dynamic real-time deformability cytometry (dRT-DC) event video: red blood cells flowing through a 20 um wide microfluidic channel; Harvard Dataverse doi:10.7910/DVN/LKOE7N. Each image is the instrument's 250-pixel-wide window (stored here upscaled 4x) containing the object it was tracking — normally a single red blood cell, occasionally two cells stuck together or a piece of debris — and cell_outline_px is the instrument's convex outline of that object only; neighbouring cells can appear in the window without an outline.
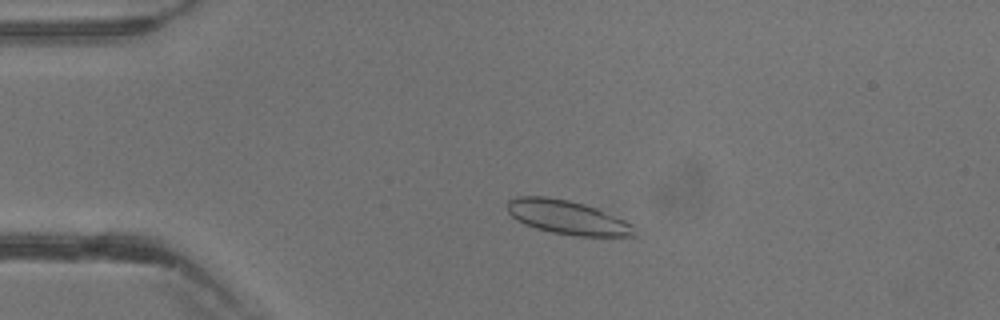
{"species": "common noctule bat (a hibernating species)", "species_latin": "Nyctalus noctula", "temperature_condition": "warm", "stored_images_in_passage": 40, "camera_frame_rate_fps": 3000, "um_per_image_px": 0.085, "animal": {"sex": "male", "body_mass_g": 13.3}, "frame": {"image": 1, "passage_image": 9, "time_ms": 2.667, "image_size_px": [1000, 320], "cell_outline_px": [[636, 236], [576, 236], [552, 232], [536, 228], [524, 224], [516, 220], [508, 212], [508, 200], [516, 196], [544, 196], [568, 200], [584, 204], [596, 208], [624, 220], [632, 224]], "centroid_in_image_um": [48.2, 18.47], "position_along_channel_um": 36.8, "area_um2": 24.97}}
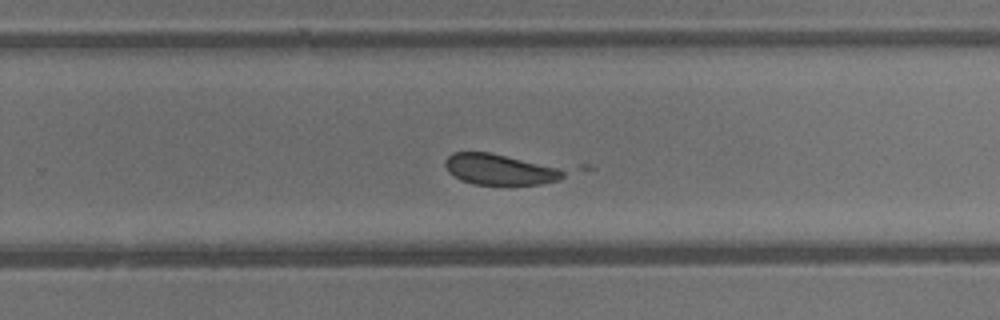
{"frame": {"image": 2, "passage_image": 26, "time_ms": 8.333, "image_size_px": [1000, 320], "cell_outline_px": [[564, 176], [560, 180], [540, 184], [472, 184], [460, 180], [448, 172], [444, 164], [444, 160], [452, 152], [488, 152], [556, 168], [564, 172]], "centroid_in_image_um": [42.37, 14.41], "position_along_channel_um": 287.4, "area_um2": 20.75}}
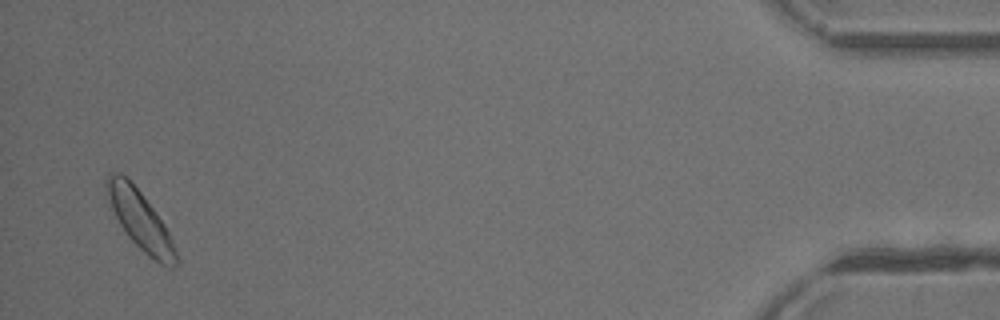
{"frame": {"image": 3, "passage_image": 39, "time_ms": 12.667, "image_size_px": [1000, 320], "cell_outline_px": [[180, 260], [172, 268], [168, 268], [160, 264], [148, 256], [128, 236], [120, 224], [112, 208], [104, 184], [104, 180], [108, 172], [120, 172], [140, 192], [156, 212], [164, 224], [172, 240]], "centroid_in_image_um": [11.93, 18.72], "position_along_channel_um": 423.3, "area_um2": 23.47}}